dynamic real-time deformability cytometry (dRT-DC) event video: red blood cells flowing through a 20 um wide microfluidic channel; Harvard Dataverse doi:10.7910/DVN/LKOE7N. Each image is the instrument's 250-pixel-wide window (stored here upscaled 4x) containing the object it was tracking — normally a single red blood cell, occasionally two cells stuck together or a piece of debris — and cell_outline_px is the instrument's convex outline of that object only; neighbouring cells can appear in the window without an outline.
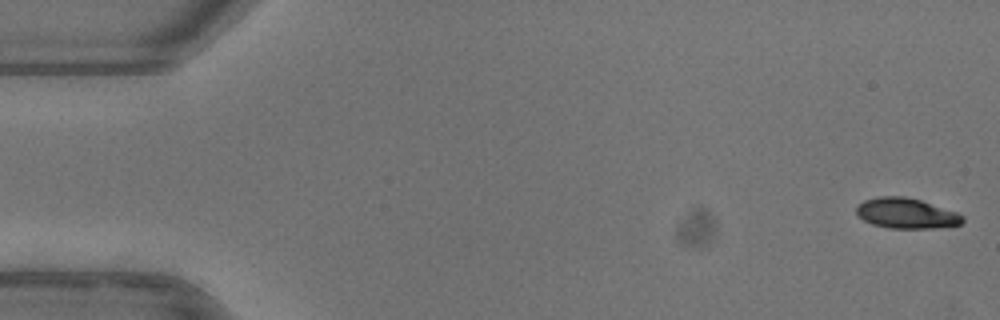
{"species": "common noctule bat (a hibernating species)", "species_latin": "Nyctalus noctula", "temperature_condition": "warm", "stored_images_in_passage": 52, "camera_frame_rate_fps": 3000, "um_per_image_px": 0.085, "animal": {"sex": "female"}, "frame": {"image": 1, "passage_image": 1, "time_ms": 0.0, "image_size_px": [1000, 320], "cell_outline_px": [[964, 220], [960, 224], [932, 228], [888, 228], [872, 224], [856, 216], [856, 208], [864, 200], [880, 196], [904, 196], [920, 200], [956, 212], [964, 216]], "centroid_in_image_um": [77.0, 18.13], "position_along_channel_um": 8.0, "area_um2": 18.67}}
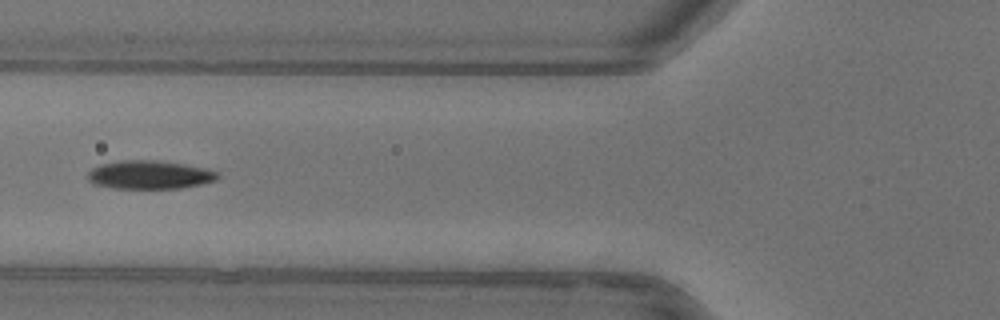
{"frame": {"image": 2, "passage_image": 20, "time_ms": 6.333, "image_size_px": [1000, 320], "cell_outline_px": [[220, 176], [216, 180], [200, 184], [180, 188], [112, 188], [92, 184], [88, 180], [88, 172], [92, 168], [100, 164], [120, 160], [160, 160], [184, 164], [204, 168], [220, 172]], "centroid_in_image_um": [12.7, 14.85], "position_along_channel_um": 113.1, "area_um2": 21.68}}
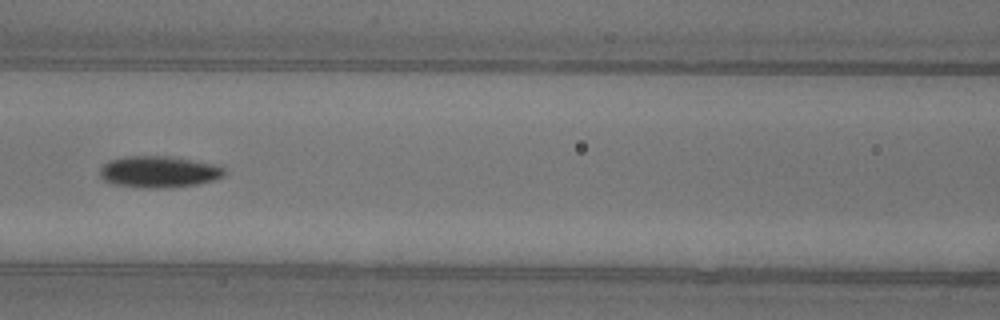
{"frame": {"image": 3, "passage_image": 23, "time_ms": 7.333, "image_size_px": [1000, 320], "cell_outline_px": [[228, 172], [224, 176], [216, 180], [196, 184], [172, 188], [140, 188], [112, 184], [104, 180], [100, 176], [100, 168], [104, 164], [112, 160], [128, 156], [168, 156], [220, 164]], "centroid_in_image_um": [13.57, 14.61], "position_along_channel_um": 153.0, "area_um2": 23.29}, "authors_computed_cell_mechanics": {"area_um2": 20.5479, "velocity_mm_per_s": 3.9771, "shape_relaxation_time_tau1_ms": 3.0154, "shape_relaxation_time_tau2_ms": 11.0655, "deformation_change_tau1": 0.1253, "deformation_change_tau2": 0.1331}}